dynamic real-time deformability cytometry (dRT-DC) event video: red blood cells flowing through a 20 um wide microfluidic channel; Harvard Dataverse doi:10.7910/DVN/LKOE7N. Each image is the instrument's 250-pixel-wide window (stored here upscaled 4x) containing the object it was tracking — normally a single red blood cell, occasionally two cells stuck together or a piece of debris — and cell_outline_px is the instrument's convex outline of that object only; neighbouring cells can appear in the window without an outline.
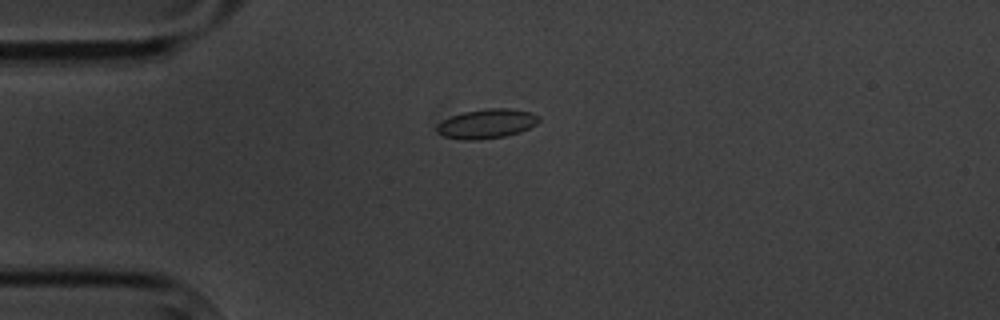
{"species": "common noctule bat (a hibernating species)", "species_latin": "Nyctalus noctula", "temperature_condition": "cold", "stored_images_in_passage": 9, "camera_frame_rate_fps": 3000, "um_per_image_px": 0.085, "animal": {"sex": "male", "body_mass_g": 20.1, "forearm_length_mm": 53.5}, "frame": {"image": 1, "passage_image": 2, "time_ms": 1.0, "image_size_px": [1000, 320], "cell_outline_px": [[540, 120], [536, 124], [520, 132], [504, 136], [476, 140], [460, 140], [444, 136], [436, 132], [436, 128], [444, 120], [452, 116], [464, 112], [484, 108], [512, 108], [532, 112], [540, 116]], "centroid_in_image_um": [41.4, 10.51], "position_along_channel_um": 43.6, "area_um2": 17.51}}
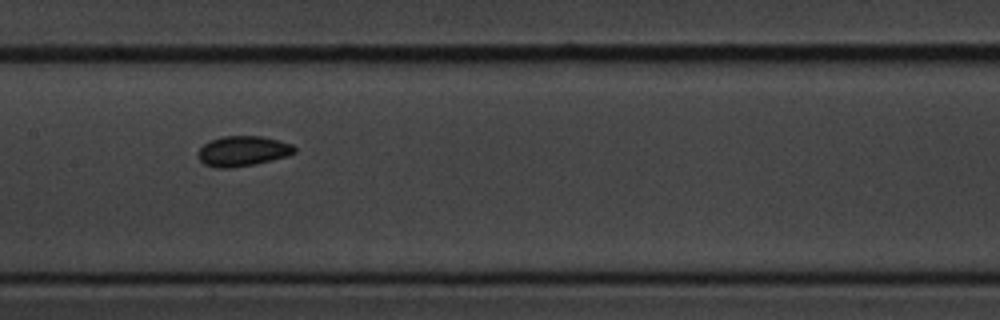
{"frame": {"image": 2, "passage_image": 6, "time_ms": 5.667, "image_size_px": [1000, 320], "cell_outline_px": [[296, 152], [288, 156], [256, 164], [228, 168], [216, 168], [204, 164], [196, 156], [196, 152], [204, 144], [220, 136], [260, 136], [280, 140], [292, 144], [296, 148]], "centroid_in_image_um": [20.63, 12.84], "position_along_channel_um": 186.8, "area_um2": 17.17}}
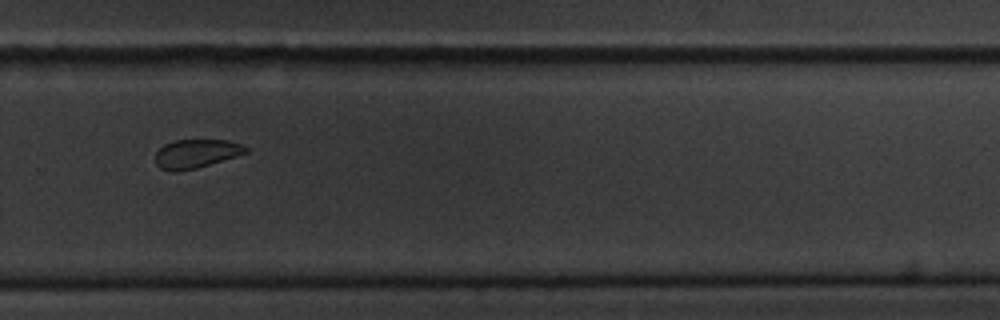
{"frame": {"image": 3, "passage_image": 9, "time_ms": 9.333, "image_size_px": [1000, 320], "cell_outline_px": [[248, 152], [236, 156], [196, 168], [176, 172], [172, 172], [160, 168], [156, 164], [156, 152], [164, 144], [176, 140], [224, 140], [240, 144], [248, 148]], "centroid_in_image_um": [16.64, 13.07], "position_along_channel_um": 313.2, "area_um2": 14.97}}